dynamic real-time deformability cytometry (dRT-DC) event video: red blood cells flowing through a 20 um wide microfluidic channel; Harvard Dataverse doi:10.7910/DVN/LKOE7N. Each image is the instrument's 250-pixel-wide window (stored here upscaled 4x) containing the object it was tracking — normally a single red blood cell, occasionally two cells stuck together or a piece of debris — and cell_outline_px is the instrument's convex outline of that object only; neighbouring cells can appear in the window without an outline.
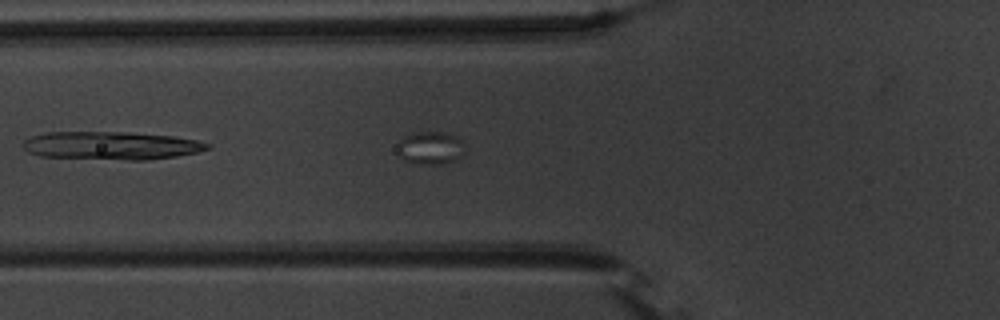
{"species": "common noctule bat (a hibernating species)", "species_latin": "Nyctalus noctula", "temperature_condition": "warm", "stored_images_in_passage": 42, "camera_frame_rate_fps": 3000, "um_per_image_px": 0.085, "animal": {"sex": "male", "body_mass_g": 20.1, "forearm_length_mm": 53.5}, "frame": {"image": 1, "passage_image": 4, "time_ms": 1.0, "image_size_px": [1000, 320], "cell_outline_px": [[464, 144], [460, 156], [456, 160], [444, 164], [420, 164], [404, 160], [400, 156], [400, 140], [404, 136], [416, 132], [444, 132], [456, 136]], "centroid_in_image_um": [36.61, 12.57], "position_along_channel_um": 89.2, "area_um2": 12.66}}
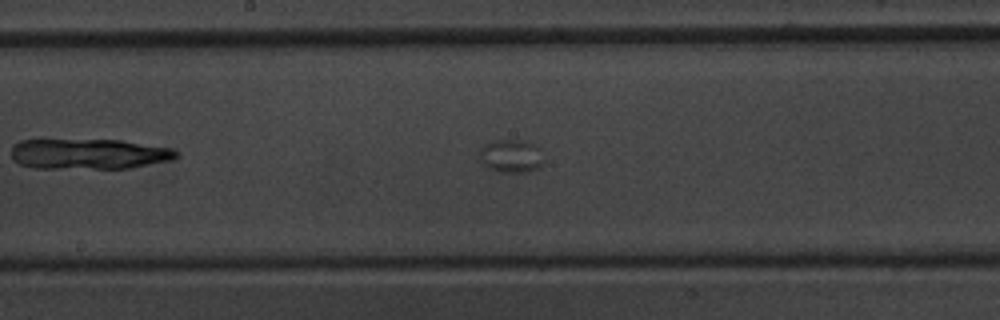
{"frame": {"image": 2, "passage_image": 14, "time_ms": 4.333, "image_size_px": [1000, 320], "cell_outline_px": [[544, 160], [536, 168], [524, 172], [504, 172], [492, 168], [484, 164], [480, 160], [480, 148], [484, 144], [496, 140], [520, 140], [536, 144], [540, 148]], "centroid_in_image_um": [43.46, 13.23], "position_along_channel_um": 204.7, "area_um2": 12.2}}
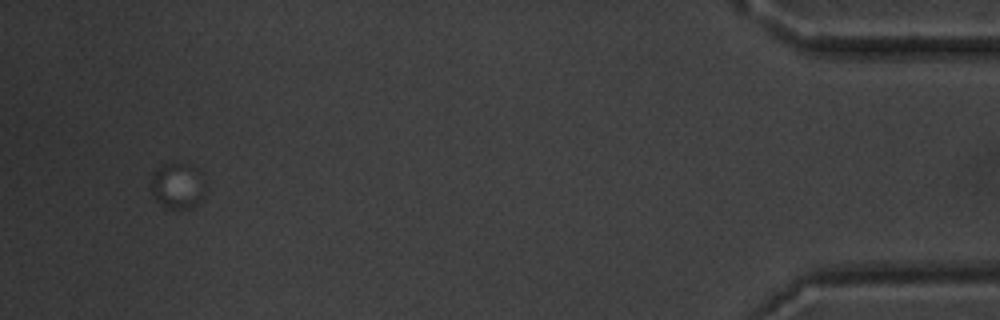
{"frame": {"image": 3, "passage_image": 39, "time_ms": 12.667, "image_size_px": [1000, 320], "cell_outline_px": [[204, 196], [196, 204], [188, 208], [164, 208], [156, 200], [152, 192], [152, 172], [164, 164], [184, 160], [200, 168], [204, 184]], "centroid_in_image_um": [15.12, 15.72], "position_along_channel_um": 420.1, "area_um2": 14.97}}